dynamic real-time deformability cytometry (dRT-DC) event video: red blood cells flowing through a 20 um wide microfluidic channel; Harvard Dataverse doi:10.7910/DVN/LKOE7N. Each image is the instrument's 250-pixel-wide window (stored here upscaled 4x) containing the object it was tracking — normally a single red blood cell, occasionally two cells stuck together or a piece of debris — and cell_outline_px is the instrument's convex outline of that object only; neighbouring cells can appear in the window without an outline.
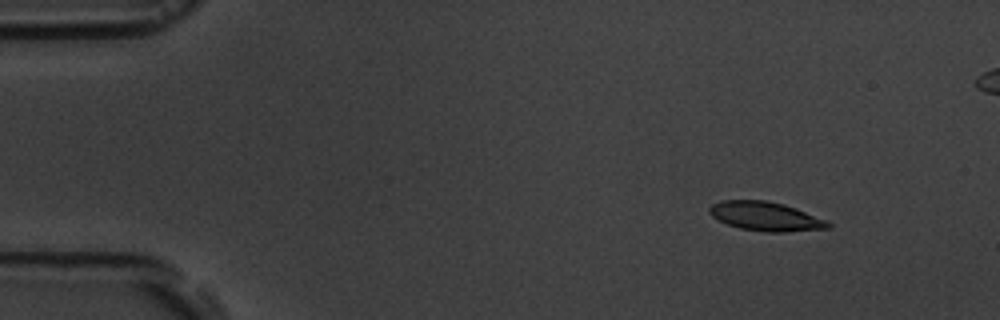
{"species": "common noctule bat (a hibernating species)", "species_latin": "Nyctalus noctula", "temperature_condition": "room temperature", "stored_images_in_passage": 5, "camera_frame_rate_fps": 3000, "um_per_image_px": 0.085, "animal": {"sex": "male", "body_mass_g": 19.5, "forearm_length_mm": 54.6}, "frame": {"image": 1, "passage_image": 2, "time_ms": 1.333, "image_size_px": [1000, 320], "cell_outline_px": [[832, 228], [784, 232], [764, 232], [740, 228], [728, 224], [712, 216], [708, 212], [708, 208], [712, 204], [720, 200], [764, 200], [784, 204], [796, 208], [828, 220], [832, 224]], "centroid_in_image_um": [65.11, 18.39], "position_along_channel_um": 19.9, "area_um2": 20.23}}